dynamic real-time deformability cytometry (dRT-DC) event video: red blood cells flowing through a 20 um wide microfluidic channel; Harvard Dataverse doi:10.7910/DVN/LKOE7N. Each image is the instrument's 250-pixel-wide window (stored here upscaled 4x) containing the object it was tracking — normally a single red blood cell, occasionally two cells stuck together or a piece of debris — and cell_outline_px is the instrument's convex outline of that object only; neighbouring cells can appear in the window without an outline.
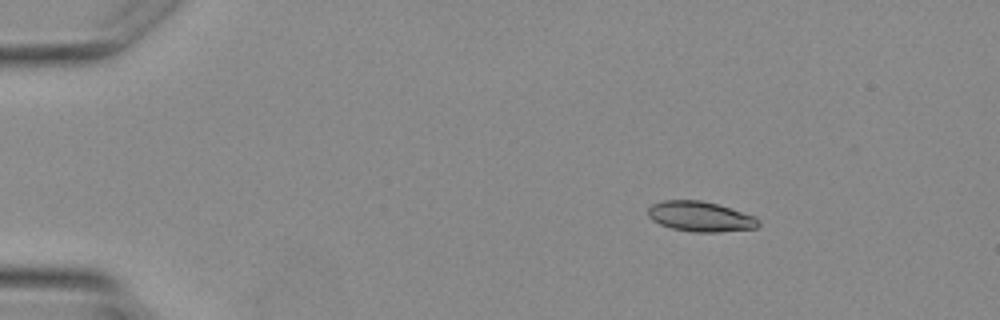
{"species": "Egyptian fruit bat (a non-hibernating species)", "species_latin": "Rousettus aegyptiacus", "temperature_condition": "warm", "stored_images_in_passage": 4, "camera_frame_rate_fps": 3000, "um_per_image_px": 0.085, "animal": {"sex": "female"}, "frame": {"image": 1, "passage_image": 2, "time_ms": 1.333, "image_size_px": [1000, 320], "cell_outline_px": [[760, 224], [756, 228], [720, 232], [696, 232], [672, 228], [660, 224], [652, 220], [648, 216], [648, 208], [652, 204], [664, 200], [700, 200], [716, 204], [756, 216], [760, 220]], "centroid_in_image_um": [59.54, 18.4], "position_along_channel_um": 25.5, "area_um2": 19.36}}
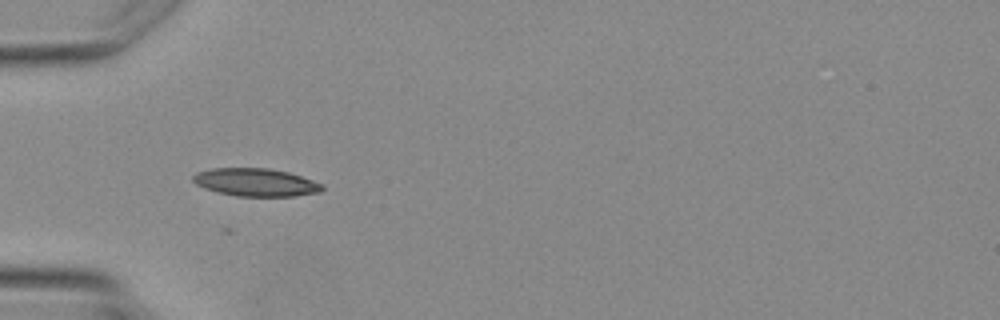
{"frame": {"image": 2, "passage_image": 4, "time_ms": 3.667, "image_size_px": [1000, 320], "cell_outline_px": [[324, 188], [320, 192], [292, 196], [236, 196], [216, 192], [204, 188], [196, 184], [192, 180], [192, 176], [196, 172], [212, 168], [268, 168], [288, 172], [312, 180], [320, 184]], "centroid_in_image_um": [21.68, 15.49], "position_along_channel_um": 63.3, "area_um2": 20.92}}